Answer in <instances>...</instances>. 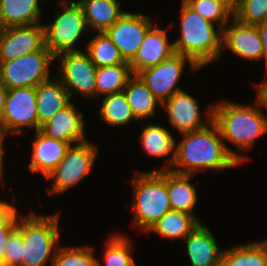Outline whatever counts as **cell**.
Listing matches in <instances>:
<instances>
[{"label":"cell","mask_w":267,"mask_h":266,"mask_svg":"<svg viewBox=\"0 0 267 266\" xmlns=\"http://www.w3.org/2000/svg\"><path fill=\"white\" fill-rule=\"evenodd\" d=\"M212 110L213 105L210 104L206 110L205 123L208 126L181 133L183 139L176 144L175 160L170 171L193 175L198 169L233 168L247 159L226 146L217 125L212 121Z\"/></svg>","instance_id":"cell-1"},{"label":"cell","mask_w":267,"mask_h":266,"mask_svg":"<svg viewBox=\"0 0 267 266\" xmlns=\"http://www.w3.org/2000/svg\"><path fill=\"white\" fill-rule=\"evenodd\" d=\"M255 106L221 100L213 105L212 121L217 125L224 142L226 140L242 150H249L255 140L267 133V117L256 97Z\"/></svg>","instance_id":"cell-2"},{"label":"cell","mask_w":267,"mask_h":266,"mask_svg":"<svg viewBox=\"0 0 267 266\" xmlns=\"http://www.w3.org/2000/svg\"><path fill=\"white\" fill-rule=\"evenodd\" d=\"M181 36L173 41L174 51L190 58L199 68L220 59L222 31L181 1Z\"/></svg>","instance_id":"cell-3"},{"label":"cell","mask_w":267,"mask_h":266,"mask_svg":"<svg viewBox=\"0 0 267 266\" xmlns=\"http://www.w3.org/2000/svg\"><path fill=\"white\" fill-rule=\"evenodd\" d=\"M132 179L134 221L136 227L146 233L172 210L167 191V170L143 171L136 173Z\"/></svg>","instance_id":"cell-4"},{"label":"cell","mask_w":267,"mask_h":266,"mask_svg":"<svg viewBox=\"0 0 267 266\" xmlns=\"http://www.w3.org/2000/svg\"><path fill=\"white\" fill-rule=\"evenodd\" d=\"M59 213L37 215L32 212L18 219L17 230L23 238V259L21 266H46L53 259L58 248Z\"/></svg>","instance_id":"cell-5"},{"label":"cell","mask_w":267,"mask_h":266,"mask_svg":"<svg viewBox=\"0 0 267 266\" xmlns=\"http://www.w3.org/2000/svg\"><path fill=\"white\" fill-rule=\"evenodd\" d=\"M56 2L58 7L63 9L55 13L56 17L53 23L43 25L44 45L54 56L63 52L79 51L74 45L83 33L89 30L83 10L77 1L60 0ZM67 3L69 4L67 5Z\"/></svg>","instance_id":"cell-6"},{"label":"cell","mask_w":267,"mask_h":266,"mask_svg":"<svg viewBox=\"0 0 267 266\" xmlns=\"http://www.w3.org/2000/svg\"><path fill=\"white\" fill-rule=\"evenodd\" d=\"M55 56L44 45L40 50L0 62V81L9 90L34 87L50 79V65Z\"/></svg>","instance_id":"cell-7"},{"label":"cell","mask_w":267,"mask_h":266,"mask_svg":"<svg viewBox=\"0 0 267 266\" xmlns=\"http://www.w3.org/2000/svg\"><path fill=\"white\" fill-rule=\"evenodd\" d=\"M98 153V146L89 141L70 145L62 161L45 177L54 179L47 194H63L77 185L90 172Z\"/></svg>","instance_id":"cell-8"},{"label":"cell","mask_w":267,"mask_h":266,"mask_svg":"<svg viewBox=\"0 0 267 266\" xmlns=\"http://www.w3.org/2000/svg\"><path fill=\"white\" fill-rule=\"evenodd\" d=\"M59 59L58 79L69 93L70 98L75 93L88 98H96L97 67L91 61L87 52L68 51L55 56Z\"/></svg>","instance_id":"cell-9"},{"label":"cell","mask_w":267,"mask_h":266,"mask_svg":"<svg viewBox=\"0 0 267 266\" xmlns=\"http://www.w3.org/2000/svg\"><path fill=\"white\" fill-rule=\"evenodd\" d=\"M187 61L192 69H200L190 58L174 53L158 65L142 69L137 75L162 104L173 94L183 90L177 84Z\"/></svg>","instance_id":"cell-10"},{"label":"cell","mask_w":267,"mask_h":266,"mask_svg":"<svg viewBox=\"0 0 267 266\" xmlns=\"http://www.w3.org/2000/svg\"><path fill=\"white\" fill-rule=\"evenodd\" d=\"M6 135L23 133V127L38 130L36 88L22 87L7 91L4 114L0 121Z\"/></svg>","instance_id":"cell-11"},{"label":"cell","mask_w":267,"mask_h":266,"mask_svg":"<svg viewBox=\"0 0 267 266\" xmlns=\"http://www.w3.org/2000/svg\"><path fill=\"white\" fill-rule=\"evenodd\" d=\"M153 25L150 16L126 11L105 33L119 49L123 59L130 63Z\"/></svg>","instance_id":"cell-12"},{"label":"cell","mask_w":267,"mask_h":266,"mask_svg":"<svg viewBox=\"0 0 267 266\" xmlns=\"http://www.w3.org/2000/svg\"><path fill=\"white\" fill-rule=\"evenodd\" d=\"M44 24L2 28L0 62L40 50L44 46Z\"/></svg>","instance_id":"cell-13"},{"label":"cell","mask_w":267,"mask_h":266,"mask_svg":"<svg viewBox=\"0 0 267 266\" xmlns=\"http://www.w3.org/2000/svg\"><path fill=\"white\" fill-rule=\"evenodd\" d=\"M232 24L224 26L221 48H228L237 56L251 61L263 59V46L257 25H247L231 19Z\"/></svg>","instance_id":"cell-14"},{"label":"cell","mask_w":267,"mask_h":266,"mask_svg":"<svg viewBox=\"0 0 267 266\" xmlns=\"http://www.w3.org/2000/svg\"><path fill=\"white\" fill-rule=\"evenodd\" d=\"M84 123L82 112L76 110L71 102L42 125L40 131L50 138L73 145L87 141Z\"/></svg>","instance_id":"cell-15"},{"label":"cell","mask_w":267,"mask_h":266,"mask_svg":"<svg viewBox=\"0 0 267 266\" xmlns=\"http://www.w3.org/2000/svg\"><path fill=\"white\" fill-rule=\"evenodd\" d=\"M174 53V43L169 42L166 29L153 25L147 31L136 56L129 63L131 71L137 74L142 69L158 65Z\"/></svg>","instance_id":"cell-16"},{"label":"cell","mask_w":267,"mask_h":266,"mask_svg":"<svg viewBox=\"0 0 267 266\" xmlns=\"http://www.w3.org/2000/svg\"><path fill=\"white\" fill-rule=\"evenodd\" d=\"M161 105L166 108L169 123L180 134L200 130L207 126L202 121L197 100L184 90L176 92Z\"/></svg>","instance_id":"cell-17"},{"label":"cell","mask_w":267,"mask_h":266,"mask_svg":"<svg viewBox=\"0 0 267 266\" xmlns=\"http://www.w3.org/2000/svg\"><path fill=\"white\" fill-rule=\"evenodd\" d=\"M184 240L192 266H221L223 251L203 223L200 222Z\"/></svg>","instance_id":"cell-18"},{"label":"cell","mask_w":267,"mask_h":266,"mask_svg":"<svg viewBox=\"0 0 267 266\" xmlns=\"http://www.w3.org/2000/svg\"><path fill=\"white\" fill-rule=\"evenodd\" d=\"M31 162V172H41L46 177L62 161L70 144L50 138L40 130L35 131Z\"/></svg>","instance_id":"cell-19"},{"label":"cell","mask_w":267,"mask_h":266,"mask_svg":"<svg viewBox=\"0 0 267 266\" xmlns=\"http://www.w3.org/2000/svg\"><path fill=\"white\" fill-rule=\"evenodd\" d=\"M68 91L58 78L48 79L36 87V106L38 130L49 121L56 112L64 109L72 101Z\"/></svg>","instance_id":"cell-20"},{"label":"cell","mask_w":267,"mask_h":266,"mask_svg":"<svg viewBox=\"0 0 267 266\" xmlns=\"http://www.w3.org/2000/svg\"><path fill=\"white\" fill-rule=\"evenodd\" d=\"M45 0H0V27L31 26L41 23L39 3Z\"/></svg>","instance_id":"cell-21"},{"label":"cell","mask_w":267,"mask_h":266,"mask_svg":"<svg viewBox=\"0 0 267 266\" xmlns=\"http://www.w3.org/2000/svg\"><path fill=\"white\" fill-rule=\"evenodd\" d=\"M87 27L98 33L106 32L124 13L117 0H78Z\"/></svg>","instance_id":"cell-22"},{"label":"cell","mask_w":267,"mask_h":266,"mask_svg":"<svg viewBox=\"0 0 267 266\" xmlns=\"http://www.w3.org/2000/svg\"><path fill=\"white\" fill-rule=\"evenodd\" d=\"M140 142L146 152L150 156L157 158L169 157L165 166L161 170H170L175 160L176 143L172 134L165 127L155 124H148L144 127Z\"/></svg>","instance_id":"cell-23"},{"label":"cell","mask_w":267,"mask_h":266,"mask_svg":"<svg viewBox=\"0 0 267 266\" xmlns=\"http://www.w3.org/2000/svg\"><path fill=\"white\" fill-rule=\"evenodd\" d=\"M192 175L177 174L167 170V191L172 210L185 212L195 216L194 206L197 204V192L189 179Z\"/></svg>","instance_id":"cell-24"},{"label":"cell","mask_w":267,"mask_h":266,"mask_svg":"<svg viewBox=\"0 0 267 266\" xmlns=\"http://www.w3.org/2000/svg\"><path fill=\"white\" fill-rule=\"evenodd\" d=\"M123 91L138 121L140 119L155 117L156 107L160 105L161 102L154 96L137 74H133L129 78Z\"/></svg>","instance_id":"cell-25"},{"label":"cell","mask_w":267,"mask_h":266,"mask_svg":"<svg viewBox=\"0 0 267 266\" xmlns=\"http://www.w3.org/2000/svg\"><path fill=\"white\" fill-rule=\"evenodd\" d=\"M200 222V219L196 216L170 210L153 224L146 233L154 231L170 240L180 238L184 240Z\"/></svg>","instance_id":"cell-26"},{"label":"cell","mask_w":267,"mask_h":266,"mask_svg":"<svg viewBox=\"0 0 267 266\" xmlns=\"http://www.w3.org/2000/svg\"><path fill=\"white\" fill-rule=\"evenodd\" d=\"M221 266H267V240L226 249L222 253Z\"/></svg>","instance_id":"cell-27"},{"label":"cell","mask_w":267,"mask_h":266,"mask_svg":"<svg viewBox=\"0 0 267 266\" xmlns=\"http://www.w3.org/2000/svg\"><path fill=\"white\" fill-rule=\"evenodd\" d=\"M132 75L129 63L98 67L95 78L96 98L123 91Z\"/></svg>","instance_id":"cell-28"},{"label":"cell","mask_w":267,"mask_h":266,"mask_svg":"<svg viewBox=\"0 0 267 266\" xmlns=\"http://www.w3.org/2000/svg\"><path fill=\"white\" fill-rule=\"evenodd\" d=\"M85 47L87 54L97 68L129 63L123 59L119 49L105 32L93 35Z\"/></svg>","instance_id":"cell-29"},{"label":"cell","mask_w":267,"mask_h":266,"mask_svg":"<svg viewBox=\"0 0 267 266\" xmlns=\"http://www.w3.org/2000/svg\"><path fill=\"white\" fill-rule=\"evenodd\" d=\"M100 117L110 126H123L129 124L132 120H137L124 91L108 94L103 97Z\"/></svg>","instance_id":"cell-30"},{"label":"cell","mask_w":267,"mask_h":266,"mask_svg":"<svg viewBox=\"0 0 267 266\" xmlns=\"http://www.w3.org/2000/svg\"><path fill=\"white\" fill-rule=\"evenodd\" d=\"M190 8L204 19L218 22L220 30L233 18V2L231 0H183ZM231 16V17H230Z\"/></svg>","instance_id":"cell-31"},{"label":"cell","mask_w":267,"mask_h":266,"mask_svg":"<svg viewBox=\"0 0 267 266\" xmlns=\"http://www.w3.org/2000/svg\"><path fill=\"white\" fill-rule=\"evenodd\" d=\"M124 234H113L105 243L104 261L106 266H136L132 257V242ZM98 266H102L98 260Z\"/></svg>","instance_id":"cell-32"},{"label":"cell","mask_w":267,"mask_h":266,"mask_svg":"<svg viewBox=\"0 0 267 266\" xmlns=\"http://www.w3.org/2000/svg\"><path fill=\"white\" fill-rule=\"evenodd\" d=\"M91 246H58L52 266H98Z\"/></svg>","instance_id":"cell-33"},{"label":"cell","mask_w":267,"mask_h":266,"mask_svg":"<svg viewBox=\"0 0 267 266\" xmlns=\"http://www.w3.org/2000/svg\"><path fill=\"white\" fill-rule=\"evenodd\" d=\"M233 18L247 25H258L267 21V0H235Z\"/></svg>","instance_id":"cell-34"},{"label":"cell","mask_w":267,"mask_h":266,"mask_svg":"<svg viewBox=\"0 0 267 266\" xmlns=\"http://www.w3.org/2000/svg\"><path fill=\"white\" fill-rule=\"evenodd\" d=\"M23 259V238L21 233L15 229L9 236L1 266H21Z\"/></svg>","instance_id":"cell-35"},{"label":"cell","mask_w":267,"mask_h":266,"mask_svg":"<svg viewBox=\"0 0 267 266\" xmlns=\"http://www.w3.org/2000/svg\"><path fill=\"white\" fill-rule=\"evenodd\" d=\"M16 210L2 225H0V266L4 262L6 245L10 234L17 228L19 214Z\"/></svg>","instance_id":"cell-36"},{"label":"cell","mask_w":267,"mask_h":266,"mask_svg":"<svg viewBox=\"0 0 267 266\" xmlns=\"http://www.w3.org/2000/svg\"><path fill=\"white\" fill-rule=\"evenodd\" d=\"M16 210V207L10 203L0 201V225H2Z\"/></svg>","instance_id":"cell-37"},{"label":"cell","mask_w":267,"mask_h":266,"mask_svg":"<svg viewBox=\"0 0 267 266\" xmlns=\"http://www.w3.org/2000/svg\"><path fill=\"white\" fill-rule=\"evenodd\" d=\"M261 41H262V46H263V59L266 60V71H267V21L264 23L258 24L257 25Z\"/></svg>","instance_id":"cell-38"},{"label":"cell","mask_w":267,"mask_h":266,"mask_svg":"<svg viewBox=\"0 0 267 266\" xmlns=\"http://www.w3.org/2000/svg\"><path fill=\"white\" fill-rule=\"evenodd\" d=\"M265 82L255 84V89L257 90V97L263 103V106L267 108V80Z\"/></svg>","instance_id":"cell-39"},{"label":"cell","mask_w":267,"mask_h":266,"mask_svg":"<svg viewBox=\"0 0 267 266\" xmlns=\"http://www.w3.org/2000/svg\"><path fill=\"white\" fill-rule=\"evenodd\" d=\"M7 91L8 89L0 81V121L4 114V105L6 101Z\"/></svg>","instance_id":"cell-40"},{"label":"cell","mask_w":267,"mask_h":266,"mask_svg":"<svg viewBox=\"0 0 267 266\" xmlns=\"http://www.w3.org/2000/svg\"><path fill=\"white\" fill-rule=\"evenodd\" d=\"M6 136V133L2 126L0 125V171L3 173V141Z\"/></svg>","instance_id":"cell-41"},{"label":"cell","mask_w":267,"mask_h":266,"mask_svg":"<svg viewBox=\"0 0 267 266\" xmlns=\"http://www.w3.org/2000/svg\"><path fill=\"white\" fill-rule=\"evenodd\" d=\"M4 175L3 173L0 171V183H2V186L4 187V179H3Z\"/></svg>","instance_id":"cell-42"},{"label":"cell","mask_w":267,"mask_h":266,"mask_svg":"<svg viewBox=\"0 0 267 266\" xmlns=\"http://www.w3.org/2000/svg\"><path fill=\"white\" fill-rule=\"evenodd\" d=\"M1 34H2V28L0 27V38H1Z\"/></svg>","instance_id":"cell-43"}]
</instances>
